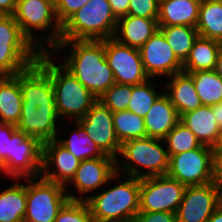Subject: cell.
Wrapping results in <instances>:
<instances>
[{
	"mask_svg": "<svg viewBox=\"0 0 222 222\" xmlns=\"http://www.w3.org/2000/svg\"><path fill=\"white\" fill-rule=\"evenodd\" d=\"M20 90L23 101L17 129L42 144L56 139L60 117L50 76L35 63L20 73Z\"/></svg>",
	"mask_w": 222,
	"mask_h": 222,
	"instance_id": "6da1fadb",
	"label": "cell"
},
{
	"mask_svg": "<svg viewBox=\"0 0 222 222\" xmlns=\"http://www.w3.org/2000/svg\"><path fill=\"white\" fill-rule=\"evenodd\" d=\"M68 46L72 48L60 63L99 99L115 84L105 57L104 40H60L51 54Z\"/></svg>",
	"mask_w": 222,
	"mask_h": 222,
	"instance_id": "7a4b0ae2",
	"label": "cell"
},
{
	"mask_svg": "<svg viewBox=\"0 0 222 222\" xmlns=\"http://www.w3.org/2000/svg\"><path fill=\"white\" fill-rule=\"evenodd\" d=\"M42 143L17 129V125L0 122V164L6 177H39L42 169Z\"/></svg>",
	"mask_w": 222,
	"mask_h": 222,
	"instance_id": "3957f363",
	"label": "cell"
},
{
	"mask_svg": "<svg viewBox=\"0 0 222 222\" xmlns=\"http://www.w3.org/2000/svg\"><path fill=\"white\" fill-rule=\"evenodd\" d=\"M50 52H40L37 64L50 76L56 110L60 118H83L98 99L62 64L54 63Z\"/></svg>",
	"mask_w": 222,
	"mask_h": 222,
	"instance_id": "277c9868",
	"label": "cell"
},
{
	"mask_svg": "<svg viewBox=\"0 0 222 222\" xmlns=\"http://www.w3.org/2000/svg\"><path fill=\"white\" fill-rule=\"evenodd\" d=\"M115 173L117 185L85 197L94 220L100 222L131 221L139 212L140 179Z\"/></svg>",
	"mask_w": 222,
	"mask_h": 222,
	"instance_id": "5b68a950",
	"label": "cell"
},
{
	"mask_svg": "<svg viewBox=\"0 0 222 222\" xmlns=\"http://www.w3.org/2000/svg\"><path fill=\"white\" fill-rule=\"evenodd\" d=\"M163 139L144 137L132 139L121 144L120 154L116 159V172H124L126 176L143 179L166 175L169 167L167 149L162 147ZM130 160V163H127ZM139 166L143 169H139ZM146 168V169H145ZM148 171V172H147Z\"/></svg>",
	"mask_w": 222,
	"mask_h": 222,
	"instance_id": "8992f818",
	"label": "cell"
},
{
	"mask_svg": "<svg viewBox=\"0 0 222 222\" xmlns=\"http://www.w3.org/2000/svg\"><path fill=\"white\" fill-rule=\"evenodd\" d=\"M117 21L108 0H89L62 24L61 40L113 38Z\"/></svg>",
	"mask_w": 222,
	"mask_h": 222,
	"instance_id": "52a82bcc",
	"label": "cell"
},
{
	"mask_svg": "<svg viewBox=\"0 0 222 222\" xmlns=\"http://www.w3.org/2000/svg\"><path fill=\"white\" fill-rule=\"evenodd\" d=\"M22 34L40 51L51 52L61 40L62 25L58 21L55 4L50 0H17L13 14ZM53 23V24H52ZM52 26V27H51ZM53 28L43 42L38 41L32 30L44 31ZM32 29V30H31ZM50 49H46V46Z\"/></svg>",
	"mask_w": 222,
	"mask_h": 222,
	"instance_id": "ba28073f",
	"label": "cell"
},
{
	"mask_svg": "<svg viewBox=\"0 0 222 222\" xmlns=\"http://www.w3.org/2000/svg\"><path fill=\"white\" fill-rule=\"evenodd\" d=\"M40 51L22 34L13 15H0V76H15L37 62Z\"/></svg>",
	"mask_w": 222,
	"mask_h": 222,
	"instance_id": "9c48e42d",
	"label": "cell"
},
{
	"mask_svg": "<svg viewBox=\"0 0 222 222\" xmlns=\"http://www.w3.org/2000/svg\"><path fill=\"white\" fill-rule=\"evenodd\" d=\"M26 212L23 222H54L59 210L69 200L67 187L43 177L25 178Z\"/></svg>",
	"mask_w": 222,
	"mask_h": 222,
	"instance_id": "30bf717a",
	"label": "cell"
},
{
	"mask_svg": "<svg viewBox=\"0 0 222 222\" xmlns=\"http://www.w3.org/2000/svg\"><path fill=\"white\" fill-rule=\"evenodd\" d=\"M166 175L186 186L214 182L213 147L202 144L199 148L169 156Z\"/></svg>",
	"mask_w": 222,
	"mask_h": 222,
	"instance_id": "8fae6325",
	"label": "cell"
},
{
	"mask_svg": "<svg viewBox=\"0 0 222 222\" xmlns=\"http://www.w3.org/2000/svg\"><path fill=\"white\" fill-rule=\"evenodd\" d=\"M186 187L167 175L140 179L139 211L176 214Z\"/></svg>",
	"mask_w": 222,
	"mask_h": 222,
	"instance_id": "7c38bea8",
	"label": "cell"
},
{
	"mask_svg": "<svg viewBox=\"0 0 222 222\" xmlns=\"http://www.w3.org/2000/svg\"><path fill=\"white\" fill-rule=\"evenodd\" d=\"M104 47L115 83L134 86L149 79L139 49L123 45L114 38L105 39Z\"/></svg>",
	"mask_w": 222,
	"mask_h": 222,
	"instance_id": "4fadbf2b",
	"label": "cell"
},
{
	"mask_svg": "<svg viewBox=\"0 0 222 222\" xmlns=\"http://www.w3.org/2000/svg\"><path fill=\"white\" fill-rule=\"evenodd\" d=\"M220 205L217 182L187 186L176 212L177 222H207Z\"/></svg>",
	"mask_w": 222,
	"mask_h": 222,
	"instance_id": "5bb4252c",
	"label": "cell"
},
{
	"mask_svg": "<svg viewBox=\"0 0 222 222\" xmlns=\"http://www.w3.org/2000/svg\"><path fill=\"white\" fill-rule=\"evenodd\" d=\"M115 173L116 159L110 155L81 161L74 177L69 182L75 185V190L80 196L67 193L69 200L85 201L83 197L85 193L87 195L95 189L102 190L103 185L106 186L111 180H115Z\"/></svg>",
	"mask_w": 222,
	"mask_h": 222,
	"instance_id": "9a60e30c",
	"label": "cell"
},
{
	"mask_svg": "<svg viewBox=\"0 0 222 222\" xmlns=\"http://www.w3.org/2000/svg\"><path fill=\"white\" fill-rule=\"evenodd\" d=\"M112 117L113 112L100 101H97L77 122L105 154L117 159L120 154L121 143L116 137Z\"/></svg>",
	"mask_w": 222,
	"mask_h": 222,
	"instance_id": "2e32d148",
	"label": "cell"
},
{
	"mask_svg": "<svg viewBox=\"0 0 222 222\" xmlns=\"http://www.w3.org/2000/svg\"><path fill=\"white\" fill-rule=\"evenodd\" d=\"M139 51L144 69L150 79L155 76L170 77L182 71L183 63L176 57L160 30Z\"/></svg>",
	"mask_w": 222,
	"mask_h": 222,
	"instance_id": "e0dca14e",
	"label": "cell"
},
{
	"mask_svg": "<svg viewBox=\"0 0 222 222\" xmlns=\"http://www.w3.org/2000/svg\"><path fill=\"white\" fill-rule=\"evenodd\" d=\"M80 162L56 139L47 141L42 145V169L40 176L66 187L74 177ZM52 166H55L53 169L55 171L51 169Z\"/></svg>",
	"mask_w": 222,
	"mask_h": 222,
	"instance_id": "ac0fdd59",
	"label": "cell"
},
{
	"mask_svg": "<svg viewBox=\"0 0 222 222\" xmlns=\"http://www.w3.org/2000/svg\"><path fill=\"white\" fill-rule=\"evenodd\" d=\"M158 30V19L126 15L118 19L113 38L123 45L140 49Z\"/></svg>",
	"mask_w": 222,
	"mask_h": 222,
	"instance_id": "d6986e66",
	"label": "cell"
},
{
	"mask_svg": "<svg viewBox=\"0 0 222 222\" xmlns=\"http://www.w3.org/2000/svg\"><path fill=\"white\" fill-rule=\"evenodd\" d=\"M179 121L178 111L163 92L144 117L147 137L164 139Z\"/></svg>",
	"mask_w": 222,
	"mask_h": 222,
	"instance_id": "ffe728a7",
	"label": "cell"
},
{
	"mask_svg": "<svg viewBox=\"0 0 222 222\" xmlns=\"http://www.w3.org/2000/svg\"><path fill=\"white\" fill-rule=\"evenodd\" d=\"M201 0H159L158 26L196 27Z\"/></svg>",
	"mask_w": 222,
	"mask_h": 222,
	"instance_id": "44dd1931",
	"label": "cell"
},
{
	"mask_svg": "<svg viewBox=\"0 0 222 222\" xmlns=\"http://www.w3.org/2000/svg\"><path fill=\"white\" fill-rule=\"evenodd\" d=\"M169 79L171 80L165 84L167 91L164 92L180 116L203 105L193 79L188 73L181 71L170 76Z\"/></svg>",
	"mask_w": 222,
	"mask_h": 222,
	"instance_id": "7402d4cb",
	"label": "cell"
},
{
	"mask_svg": "<svg viewBox=\"0 0 222 222\" xmlns=\"http://www.w3.org/2000/svg\"><path fill=\"white\" fill-rule=\"evenodd\" d=\"M180 122L188 127L203 144L213 147L221 131L211 106L202 105L180 116Z\"/></svg>",
	"mask_w": 222,
	"mask_h": 222,
	"instance_id": "603a6c76",
	"label": "cell"
},
{
	"mask_svg": "<svg viewBox=\"0 0 222 222\" xmlns=\"http://www.w3.org/2000/svg\"><path fill=\"white\" fill-rule=\"evenodd\" d=\"M20 73L0 76V122L17 125L21 117Z\"/></svg>",
	"mask_w": 222,
	"mask_h": 222,
	"instance_id": "cb8c5ba5",
	"label": "cell"
},
{
	"mask_svg": "<svg viewBox=\"0 0 222 222\" xmlns=\"http://www.w3.org/2000/svg\"><path fill=\"white\" fill-rule=\"evenodd\" d=\"M221 47L222 43L219 41L198 36L188 58L183 63L182 71L190 73L214 70Z\"/></svg>",
	"mask_w": 222,
	"mask_h": 222,
	"instance_id": "d4e9b609",
	"label": "cell"
},
{
	"mask_svg": "<svg viewBox=\"0 0 222 222\" xmlns=\"http://www.w3.org/2000/svg\"><path fill=\"white\" fill-rule=\"evenodd\" d=\"M196 29L199 36L222 43V0H201Z\"/></svg>",
	"mask_w": 222,
	"mask_h": 222,
	"instance_id": "484cf974",
	"label": "cell"
},
{
	"mask_svg": "<svg viewBox=\"0 0 222 222\" xmlns=\"http://www.w3.org/2000/svg\"><path fill=\"white\" fill-rule=\"evenodd\" d=\"M18 181L0 193V222H23L26 212V184Z\"/></svg>",
	"mask_w": 222,
	"mask_h": 222,
	"instance_id": "4316f807",
	"label": "cell"
},
{
	"mask_svg": "<svg viewBox=\"0 0 222 222\" xmlns=\"http://www.w3.org/2000/svg\"><path fill=\"white\" fill-rule=\"evenodd\" d=\"M167 43L174 51L176 57L184 63L199 34L196 27L191 26H159Z\"/></svg>",
	"mask_w": 222,
	"mask_h": 222,
	"instance_id": "83f0119b",
	"label": "cell"
},
{
	"mask_svg": "<svg viewBox=\"0 0 222 222\" xmlns=\"http://www.w3.org/2000/svg\"><path fill=\"white\" fill-rule=\"evenodd\" d=\"M73 123L76 129L71 134V137L69 139H58L57 137L56 140L80 161L104 157L106 154L91 140L85 129L77 121L73 120Z\"/></svg>",
	"mask_w": 222,
	"mask_h": 222,
	"instance_id": "f1b7e54d",
	"label": "cell"
},
{
	"mask_svg": "<svg viewBox=\"0 0 222 222\" xmlns=\"http://www.w3.org/2000/svg\"><path fill=\"white\" fill-rule=\"evenodd\" d=\"M203 105L212 106L222 102V79L214 70L188 73Z\"/></svg>",
	"mask_w": 222,
	"mask_h": 222,
	"instance_id": "f546056e",
	"label": "cell"
},
{
	"mask_svg": "<svg viewBox=\"0 0 222 222\" xmlns=\"http://www.w3.org/2000/svg\"><path fill=\"white\" fill-rule=\"evenodd\" d=\"M113 124L121 144L128 140L147 137L144 117L128 110L113 112Z\"/></svg>",
	"mask_w": 222,
	"mask_h": 222,
	"instance_id": "4dcf8cb0",
	"label": "cell"
},
{
	"mask_svg": "<svg viewBox=\"0 0 222 222\" xmlns=\"http://www.w3.org/2000/svg\"><path fill=\"white\" fill-rule=\"evenodd\" d=\"M169 156L199 148L202 143L194 133L180 121L163 139Z\"/></svg>",
	"mask_w": 222,
	"mask_h": 222,
	"instance_id": "1f68e13d",
	"label": "cell"
},
{
	"mask_svg": "<svg viewBox=\"0 0 222 222\" xmlns=\"http://www.w3.org/2000/svg\"><path fill=\"white\" fill-rule=\"evenodd\" d=\"M154 85L150 78L143 83L132 85V94L127 110L145 117L153 103L162 94L157 93Z\"/></svg>",
	"mask_w": 222,
	"mask_h": 222,
	"instance_id": "d6a6232c",
	"label": "cell"
},
{
	"mask_svg": "<svg viewBox=\"0 0 222 222\" xmlns=\"http://www.w3.org/2000/svg\"><path fill=\"white\" fill-rule=\"evenodd\" d=\"M132 94V85L115 83L98 99L112 112L127 110Z\"/></svg>",
	"mask_w": 222,
	"mask_h": 222,
	"instance_id": "836d02e7",
	"label": "cell"
},
{
	"mask_svg": "<svg viewBox=\"0 0 222 222\" xmlns=\"http://www.w3.org/2000/svg\"><path fill=\"white\" fill-rule=\"evenodd\" d=\"M94 218L91 215L86 201L68 200L59 210L54 222H93Z\"/></svg>",
	"mask_w": 222,
	"mask_h": 222,
	"instance_id": "e575fe53",
	"label": "cell"
},
{
	"mask_svg": "<svg viewBox=\"0 0 222 222\" xmlns=\"http://www.w3.org/2000/svg\"><path fill=\"white\" fill-rule=\"evenodd\" d=\"M159 0H130L128 15L158 19Z\"/></svg>",
	"mask_w": 222,
	"mask_h": 222,
	"instance_id": "d590c367",
	"label": "cell"
},
{
	"mask_svg": "<svg viewBox=\"0 0 222 222\" xmlns=\"http://www.w3.org/2000/svg\"><path fill=\"white\" fill-rule=\"evenodd\" d=\"M89 0H58L55 4V11L61 25L76 11L82 8Z\"/></svg>",
	"mask_w": 222,
	"mask_h": 222,
	"instance_id": "8d00e7d4",
	"label": "cell"
},
{
	"mask_svg": "<svg viewBox=\"0 0 222 222\" xmlns=\"http://www.w3.org/2000/svg\"><path fill=\"white\" fill-rule=\"evenodd\" d=\"M133 220L134 222H177L175 213L162 211H139Z\"/></svg>",
	"mask_w": 222,
	"mask_h": 222,
	"instance_id": "74e56055",
	"label": "cell"
},
{
	"mask_svg": "<svg viewBox=\"0 0 222 222\" xmlns=\"http://www.w3.org/2000/svg\"><path fill=\"white\" fill-rule=\"evenodd\" d=\"M108 1L110 3L112 12L117 19L128 15L130 0H108Z\"/></svg>",
	"mask_w": 222,
	"mask_h": 222,
	"instance_id": "f35d334b",
	"label": "cell"
},
{
	"mask_svg": "<svg viewBox=\"0 0 222 222\" xmlns=\"http://www.w3.org/2000/svg\"><path fill=\"white\" fill-rule=\"evenodd\" d=\"M213 174L214 181L222 183V150H213Z\"/></svg>",
	"mask_w": 222,
	"mask_h": 222,
	"instance_id": "ab89813d",
	"label": "cell"
},
{
	"mask_svg": "<svg viewBox=\"0 0 222 222\" xmlns=\"http://www.w3.org/2000/svg\"><path fill=\"white\" fill-rule=\"evenodd\" d=\"M17 0H0V15H13Z\"/></svg>",
	"mask_w": 222,
	"mask_h": 222,
	"instance_id": "60d3db41",
	"label": "cell"
},
{
	"mask_svg": "<svg viewBox=\"0 0 222 222\" xmlns=\"http://www.w3.org/2000/svg\"><path fill=\"white\" fill-rule=\"evenodd\" d=\"M211 107H212L215 120L218 126L220 127V129H222V102L212 105Z\"/></svg>",
	"mask_w": 222,
	"mask_h": 222,
	"instance_id": "b9f144b4",
	"label": "cell"
},
{
	"mask_svg": "<svg viewBox=\"0 0 222 222\" xmlns=\"http://www.w3.org/2000/svg\"><path fill=\"white\" fill-rule=\"evenodd\" d=\"M207 222H222V205L217 207Z\"/></svg>",
	"mask_w": 222,
	"mask_h": 222,
	"instance_id": "7bdbcfd3",
	"label": "cell"
},
{
	"mask_svg": "<svg viewBox=\"0 0 222 222\" xmlns=\"http://www.w3.org/2000/svg\"><path fill=\"white\" fill-rule=\"evenodd\" d=\"M214 71L222 79V47L218 53L217 61L214 67Z\"/></svg>",
	"mask_w": 222,
	"mask_h": 222,
	"instance_id": "ee69618b",
	"label": "cell"
},
{
	"mask_svg": "<svg viewBox=\"0 0 222 222\" xmlns=\"http://www.w3.org/2000/svg\"><path fill=\"white\" fill-rule=\"evenodd\" d=\"M213 150H222V129L219 133V137L216 144L213 146Z\"/></svg>",
	"mask_w": 222,
	"mask_h": 222,
	"instance_id": "f6af8a7d",
	"label": "cell"
},
{
	"mask_svg": "<svg viewBox=\"0 0 222 222\" xmlns=\"http://www.w3.org/2000/svg\"><path fill=\"white\" fill-rule=\"evenodd\" d=\"M219 188H220V205H222V183L219 184Z\"/></svg>",
	"mask_w": 222,
	"mask_h": 222,
	"instance_id": "bcb514c9",
	"label": "cell"
},
{
	"mask_svg": "<svg viewBox=\"0 0 222 222\" xmlns=\"http://www.w3.org/2000/svg\"><path fill=\"white\" fill-rule=\"evenodd\" d=\"M0 172H2V174H3V169H2V166H1V164H0Z\"/></svg>",
	"mask_w": 222,
	"mask_h": 222,
	"instance_id": "7dc6e473",
	"label": "cell"
},
{
	"mask_svg": "<svg viewBox=\"0 0 222 222\" xmlns=\"http://www.w3.org/2000/svg\"><path fill=\"white\" fill-rule=\"evenodd\" d=\"M50 1H52L54 4H56V2H57L58 0H50Z\"/></svg>",
	"mask_w": 222,
	"mask_h": 222,
	"instance_id": "c3c4849f",
	"label": "cell"
}]
</instances>
